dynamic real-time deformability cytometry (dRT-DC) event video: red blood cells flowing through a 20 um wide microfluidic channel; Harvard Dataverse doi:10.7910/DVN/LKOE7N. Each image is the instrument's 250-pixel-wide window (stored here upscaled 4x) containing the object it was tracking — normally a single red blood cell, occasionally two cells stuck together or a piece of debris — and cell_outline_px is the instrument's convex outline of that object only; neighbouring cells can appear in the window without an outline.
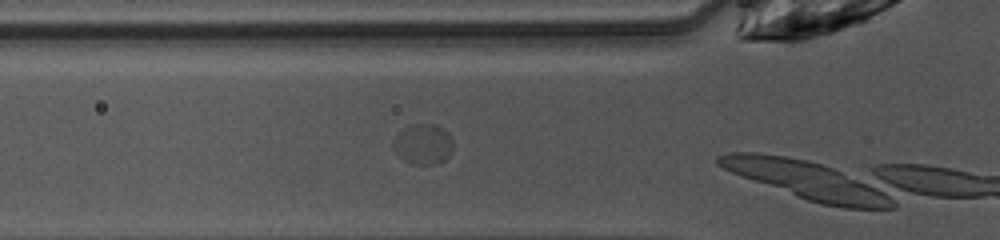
{"species": "common noctule bat (a hibernating species)", "species_latin": "Nyctalus noctula", "temperature_condition": "warm", "stored_images_in_passage": 13, "camera_frame_rate_fps": 3000, "um_per_image_px": 0.085, "animal": {"sex": "female", "body_mass_g": 10.0, "forearm_length_mm": 53.1}, "frame": {"image": 1, "passage_image": 10, "time_ms": 3.0, "image_size_px": [1000, 240], "cell_outline_px": [[452, 148], [448, 156], [444, 160], [436, 164], [416, 164], [404, 160], [396, 152], [392, 144], [392, 140], [404, 128], [412, 124], [436, 124], [444, 128], [448, 132], [452, 140]], "centroid_in_image_um": [35.97, 12.23], "position_along_channel_um": 89.8, "area_um2": 13.99}}